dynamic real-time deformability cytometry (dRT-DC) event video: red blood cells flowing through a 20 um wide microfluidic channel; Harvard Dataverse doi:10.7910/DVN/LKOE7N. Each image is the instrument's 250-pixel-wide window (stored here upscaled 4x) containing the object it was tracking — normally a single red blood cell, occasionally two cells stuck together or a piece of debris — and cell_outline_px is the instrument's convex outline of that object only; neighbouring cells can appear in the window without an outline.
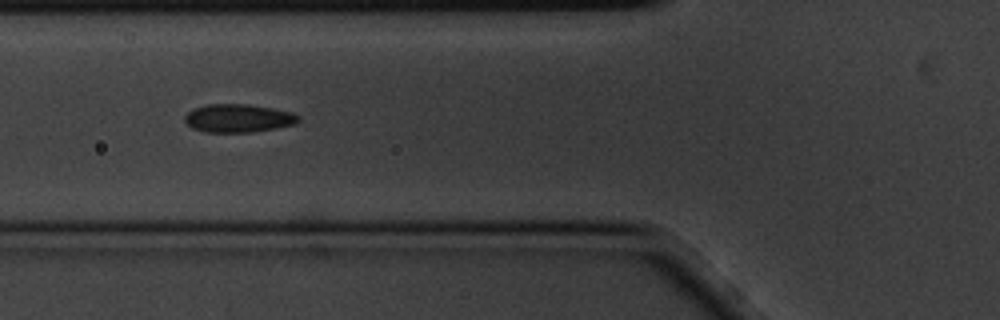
{"species": "common noctule bat (a hibernating species)", "species_latin": "Nyctalus noctula", "temperature_condition": "cold", "stored_images_in_passage": 6, "camera_frame_rate_fps": 3000, "um_per_image_px": 0.085, "animal": {"sex": "male", "body_mass_g": 20.1, "forearm_length_mm": 53.5}, "frame": {"image": 1, "passage_image": 5, "time_ms": 1.333, "image_size_px": [1000, 320], "cell_outline_px": [[300, 120], [296, 124], [276, 128], [252, 132], [204, 132], [192, 128], [184, 120], [184, 116], [192, 108], [208, 104], [248, 104], [272, 108], [292, 112], [300, 116]], "centroid_in_image_um": [20.25, 10.04], "position_along_channel_um": 105.5, "area_um2": 18.84}}
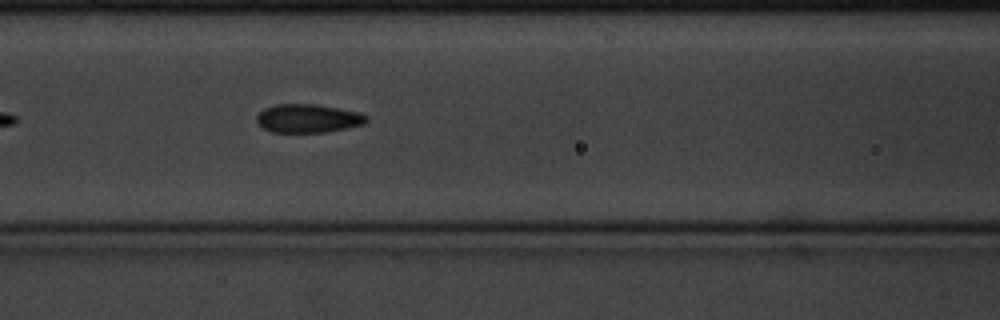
{"frame": {"image": 2, "passage_image": 6, "time_ms": 1.667, "image_size_px": [1000, 320], "cell_outline_px": [[368, 120], [364, 124], [328, 132], [272, 132], [264, 128], [256, 120], [256, 116], [264, 108], [276, 104], [316, 104], [340, 108], [360, 112], [368, 116]], "centroid_in_image_um": [26.21, 10.05], "position_along_channel_um": 140.4, "area_um2": 18.32}}